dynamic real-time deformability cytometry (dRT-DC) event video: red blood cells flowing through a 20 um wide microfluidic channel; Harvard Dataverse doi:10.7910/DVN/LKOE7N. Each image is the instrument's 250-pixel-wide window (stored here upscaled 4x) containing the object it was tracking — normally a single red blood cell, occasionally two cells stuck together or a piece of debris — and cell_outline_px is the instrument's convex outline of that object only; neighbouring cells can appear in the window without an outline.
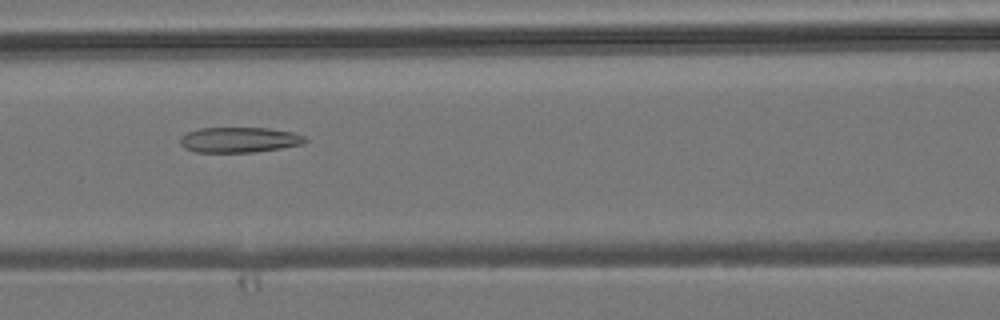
{"species": "common noctule bat (a hibernating species)", "species_latin": "Nyctalus noctula", "temperature_condition": "room temperature", "stored_images_in_passage": 9, "segment_of_instrument_passage": [1, 2], "camera_frame_rate_fps": 3000, "um_per_image_px": 0.085, "animal": {"sex": "male", "body_mass_g": 19.2, "forearm_length_mm": 51.8}, "frame": {"image": 1, "passage_image": 6, "time_ms": 6.667, "image_size_px": [1000, 320], "cell_outline_px": [[308, 140], [304, 144], [280, 148], [252, 152], [196, 152], [184, 148], [180, 144], [180, 136], [188, 132], [200, 128], [268, 128], [292, 132], [304, 136]], "centroid_in_image_um": [20.33, 11.88], "position_along_channel_um": 146.3, "area_um2": 18.44}}
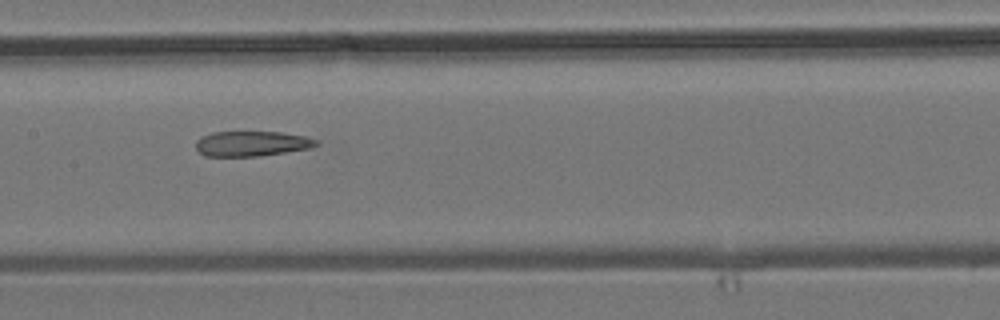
{"frame": {"image": 2, "passage_image": 7, "time_ms": 7.667, "image_size_px": [1000, 320], "cell_outline_px": [[320, 144], [312, 148], [260, 156], [204, 156], [196, 148], [196, 140], [200, 136], [212, 132], [280, 132], [304, 136], [320, 140]], "centroid_in_image_um": [21.42, 12.21], "position_along_channel_um": 186.0, "area_um2": 17.8}}
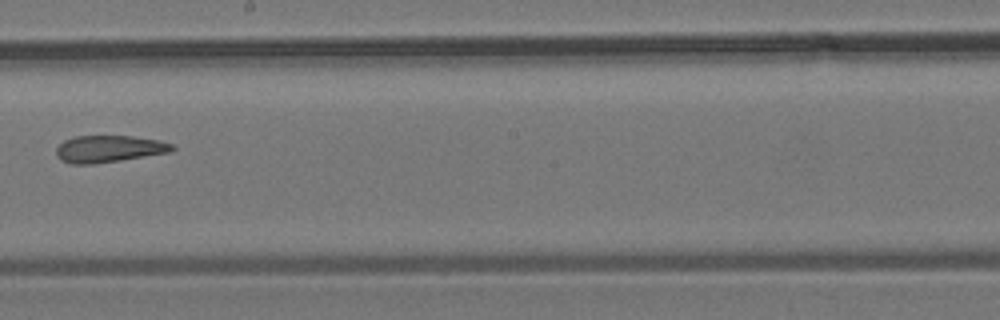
{"frame": {"image": 3, "passage_image": 8, "time_ms": 9.0, "image_size_px": [1000, 320], "cell_outline_px": [[176, 148], [168, 152], [120, 160], [92, 164], [72, 164], [60, 160], [56, 156], [56, 148], [64, 140], [76, 136], [132, 136], [160, 140], [172, 144]], "centroid_in_image_um": [9.22, 12.65], "position_along_channel_um": 239.0, "area_um2": 18.09}}